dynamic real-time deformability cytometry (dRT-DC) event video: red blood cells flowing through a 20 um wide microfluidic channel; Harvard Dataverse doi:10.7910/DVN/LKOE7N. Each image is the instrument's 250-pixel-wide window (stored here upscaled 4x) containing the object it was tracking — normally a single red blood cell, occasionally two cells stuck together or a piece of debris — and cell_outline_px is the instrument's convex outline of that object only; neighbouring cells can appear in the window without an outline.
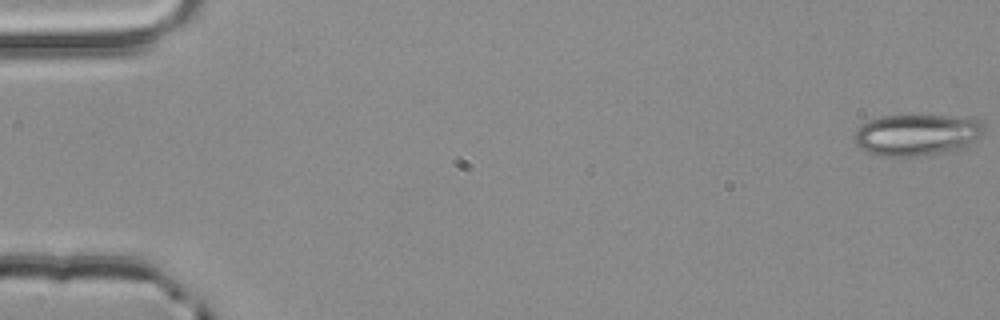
{"species": "common noctule bat (a hibernating species)", "species_latin": "Nyctalus noctula", "temperature_condition": "room temperature", "stored_images_in_passage": 55, "camera_frame_rate_fps": 3000, "um_per_image_px": 0.085, "animal": {"sex": "male", "body_mass_g": 20.4}, "frame": {"image": 1, "passage_image": 1, "time_ms": 0.0, "image_size_px": [1000, 320], "cell_outline_px": [[984, 136], [960, 148], [920, 156], [888, 156], [868, 152], [860, 148], [856, 144], [852, 136], [868, 120], [880, 116], [972, 116], [984, 120]], "centroid_in_image_um": [78.0, 11.43], "position_along_channel_um": 7.0, "area_um2": 31.44}}
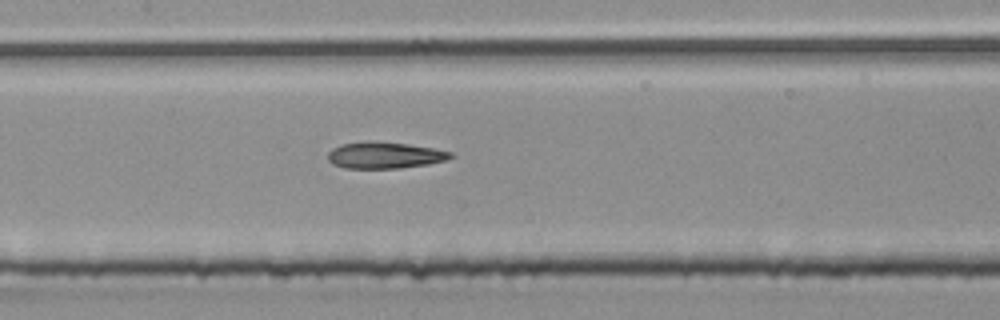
{"frame": {"image": 2, "passage_image": 27, "time_ms": 8.667, "image_size_px": [1000, 320], "cell_outline_px": [[456, 156], [448, 160], [428, 164], [400, 168], [344, 168], [332, 164], [328, 160], [328, 152], [332, 148], [340, 144], [368, 140], [404, 144], [436, 148], [452, 152]], "centroid_in_image_um": [32.71, 13.19], "position_along_channel_um": 174.7, "area_um2": 19.19}}
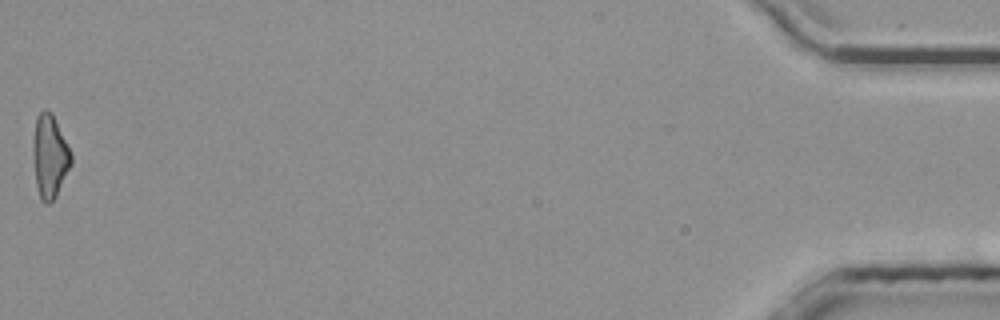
{"frame": {"image": 3, "passage_image": 55, "time_ms": 18.0, "image_size_px": [1000, 320], "cell_outline_px": [[72, 164], [56, 196], [48, 204], [44, 204], [40, 200], [36, 184], [32, 152], [32, 148], [36, 116], [44, 108], [52, 112], [72, 156]], "centroid_in_image_um": [4.21, 13.29], "position_along_channel_um": 431.0, "area_um2": 18.5}, "authors_computed_cell_mechanics": {"area_um2": 19.363, "velocity_mm_per_s": 3.8652, "shape_relaxation_time_tau1_ms": null, "shape_relaxation_time_tau2_ms": 5.256, "deformation_change_tau1": null, "deformation_change_tau2": 0.1877}}